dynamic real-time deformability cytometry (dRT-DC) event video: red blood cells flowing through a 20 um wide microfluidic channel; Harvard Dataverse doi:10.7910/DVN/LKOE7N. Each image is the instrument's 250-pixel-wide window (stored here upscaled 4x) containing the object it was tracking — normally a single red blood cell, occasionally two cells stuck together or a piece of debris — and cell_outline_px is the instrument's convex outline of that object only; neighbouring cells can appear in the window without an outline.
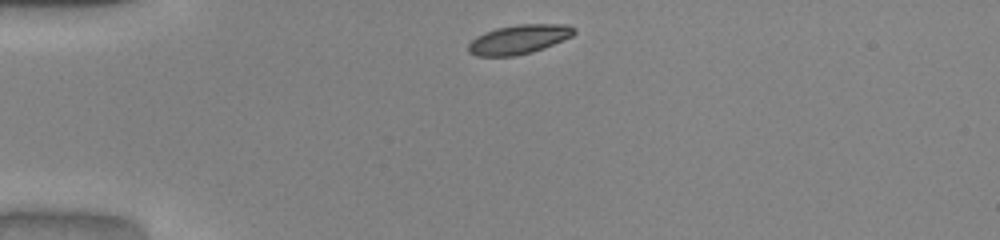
{"species": "common noctule bat (a hibernating species)", "species_latin": "Nyctalus noctula", "temperature_condition": "warm", "stored_images_in_passage": 32, "camera_frame_rate_fps": 3000, "um_per_image_px": 0.085, "animal": {"sex": "male", "body_mass_g": 20.0, "forearm_length_mm": 53.3}, "frame": {"image": 1, "passage_image": 1, "time_ms": 0.0, "image_size_px": [1000, 240], "cell_outline_px": [[576, 32], [572, 36], [544, 48], [532, 52], [516, 56], [476, 56], [468, 52], [468, 44], [476, 36], [484, 32], [496, 28], [520, 24], [568, 24], [576, 28]], "centroid_in_image_um": [44.11, 3.34], "position_along_channel_um": 40.9, "area_um2": 18.15}}
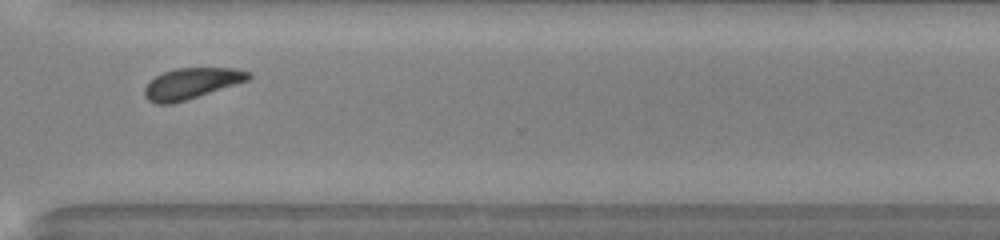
{"frame": {"image": 2, "passage_image": 27, "time_ms": 8.667, "image_size_px": [1000, 240], "cell_outline_px": [[252, 76], [248, 80], [172, 104], [156, 104], [148, 100], [144, 96], [144, 88], [156, 76], [164, 72], [176, 68], [232, 68], [252, 72]], "centroid_in_image_um": [16.26, 7.09], "position_along_channel_um": 354.3, "area_um2": 18.44}}
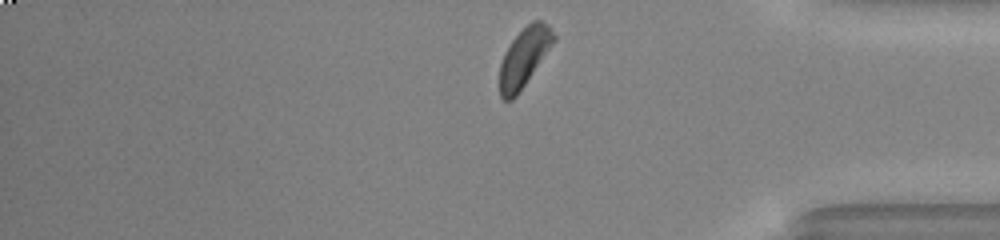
{"frame": {"image": 3, "passage_image": 31, "time_ms": 10.0, "image_size_px": [1000, 240], "cell_outline_px": [[556, 40], [516, 96], [512, 100], [504, 100], [500, 96], [500, 64], [504, 52], [512, 40], [532, 20], [540, 20], [548, 24], [556, 36]], "centroid_in_image_um": [44.56, 4.85], "position_along_channel_um": 390.6, "area_um2": 18.26}, "authors_computed_cell_mechanics": {"area_um2": 18.7272, "velocity_mm_per_s": 4.0361, "shape_relaxation_time_tau1_ms": 1.9074, "shape_relaxation_time_tau2_ms": 3.0991, "deformation_change_tau1": 0.1091, "deformation_change_tau2": 0.0938}}